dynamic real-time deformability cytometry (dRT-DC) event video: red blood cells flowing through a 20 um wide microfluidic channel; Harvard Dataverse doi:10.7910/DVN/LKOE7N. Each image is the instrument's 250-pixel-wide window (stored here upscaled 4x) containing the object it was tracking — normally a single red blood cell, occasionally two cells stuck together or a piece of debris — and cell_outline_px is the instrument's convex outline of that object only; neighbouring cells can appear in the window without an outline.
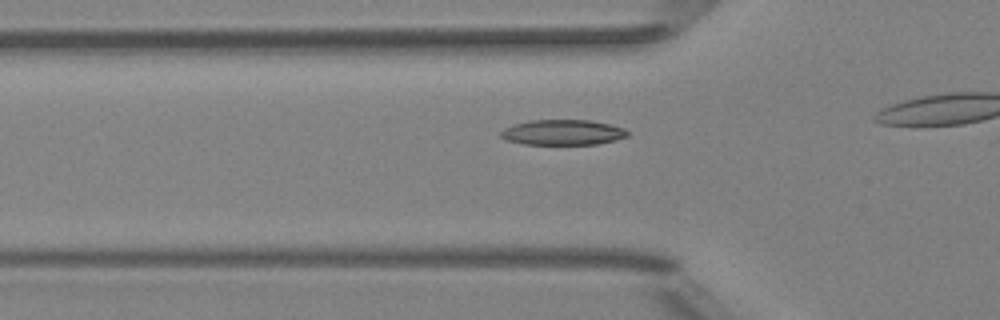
{"species": "Egyptian fruit bat (a non-hibernating species)", "species_latin": "Rousettus aegyptiacus", "temperature_condition": "room temperature", "stored_images_in_passage": 18, "camera_frame_rate_fps": 3000, "um_per_image_px": 0.085, "animal": {"sex": "female"}, "frame": {"image": 1, "passage_image": 13, "time_ms": 4.0, "image_size_px": [1000, 320], "cell_outline_px": [[628, 136], [616, 140], [596, 144], [524, 144], [504, 140], [500, 136], [500, 132], [504, 128], [516, 124], [532, 120], [592, 120], [624, 128], [628, 132]], "centroid_in_image_um": [47.83, 11.25], "position_along_channel_um": 78.0, "area_um2": 18.67}}
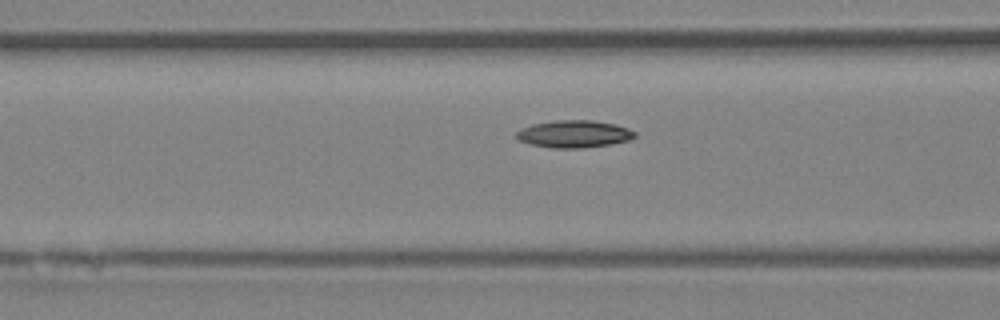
{"frame": {"image": 2, "passage_image": 16, "time_ms": 5.0, "image_size_px": [1000, 320], "cell_outline_px": [[636, 136], [628, 140], [608, 144], [580, 148], [552, 148], [532, 144], [516, 140], [516, 132], [520, 128], [532, 124], [556, 120], [592, 120], [616, 124], [628, 128], [636, 132]], "centroid_in_image_um": [48.76, 11.38], "position_along_channel_um": 117.8, "area_um2": 18.84}}